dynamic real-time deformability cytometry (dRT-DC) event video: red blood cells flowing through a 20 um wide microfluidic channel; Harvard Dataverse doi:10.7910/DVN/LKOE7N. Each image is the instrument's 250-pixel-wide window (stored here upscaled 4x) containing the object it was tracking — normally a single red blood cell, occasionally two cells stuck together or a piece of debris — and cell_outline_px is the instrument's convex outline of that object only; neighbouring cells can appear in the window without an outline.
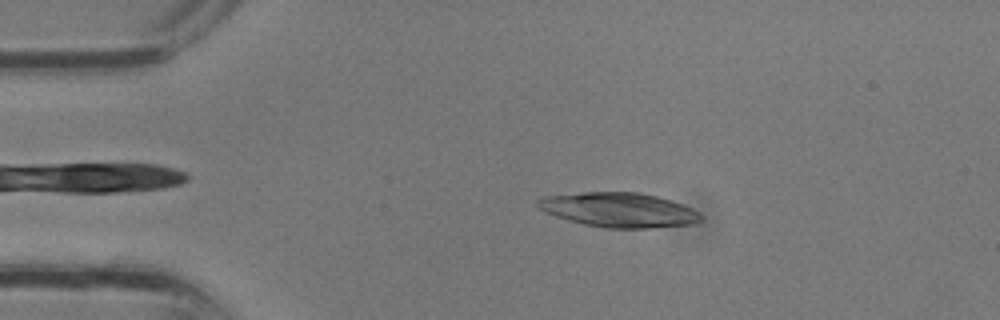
{"species": "common noctule bat (a hibernating species)", "species_latin": "Nyctalus noctula", "temperature_condition": "room temperature", "stored_images_in_passage": 31, "camera_frame_rate_fps": 3000, "um_per_image_px": 0.085, "animal": {"sex": "male", "body_mass_g": 13.3}, "frame": {"image": 1, "passage_image": 5, "time_ms": 1.333, "image_size_px": [1000, 320], "cell_outline_px": [[704, 220], [696, 224], [648, 228], [604, 228], [584, 224], [556, 216], [540, 208], [536, 204], [536, 200], [544, 196], [584, 192], [636, 192], [656, 196], [684, 204], [700, 212], [704, 216]], "centroid_in_image_um": [52.69, 17.85], "position_along_channel_um": 32.3, "area_um2": 32.95}}